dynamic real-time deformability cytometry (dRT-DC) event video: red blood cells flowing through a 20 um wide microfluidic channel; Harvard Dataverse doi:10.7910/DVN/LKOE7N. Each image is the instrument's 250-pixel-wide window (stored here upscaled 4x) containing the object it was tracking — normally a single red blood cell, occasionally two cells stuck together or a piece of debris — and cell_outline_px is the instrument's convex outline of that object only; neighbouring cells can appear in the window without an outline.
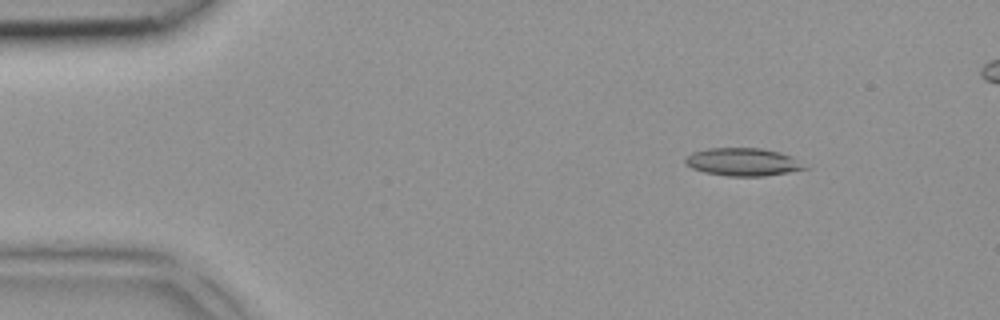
{"species": "common noctule bat (a hibernating species)", "species_latin": "Nyctalus noctula", "temperature_condition": "room temperature", "stored_images_in_passage": 4, "camera_frame_rate_fps": 3000, "um_per_image_px": 0.085, "animal": {"sex": "female", "body_mass_g": 18.4}, "frame": {"image": 1, "passage_image": 1, "time_ms": 0.0, "image_size_px": [1000, 320], "cell_outline_px": [[812, 168], [764, 176], [728, 176], [704, 172], [692, 168], [684, 164], [684, 160], [692, 152], [708, 148], [760, 148], [780, 152], [792, 156]], "centroid_in_image_um": [63.18, 13.77], "position_along_channel_um": 21.8, "area_um2": 19.54}}